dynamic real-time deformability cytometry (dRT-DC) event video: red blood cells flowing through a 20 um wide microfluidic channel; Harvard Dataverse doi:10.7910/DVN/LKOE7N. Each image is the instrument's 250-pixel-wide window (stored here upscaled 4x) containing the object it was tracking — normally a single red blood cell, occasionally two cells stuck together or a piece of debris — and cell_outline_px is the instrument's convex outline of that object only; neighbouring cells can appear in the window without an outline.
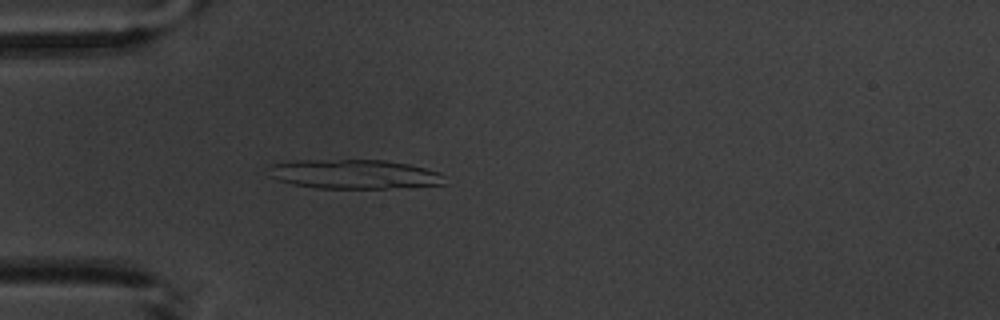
{"species": "common noctule bat (a hibernating species)", "species_latin": "Nyctalus noctula", "temperature_condition": "warm", "stored_images_in_passage": 3, "camera_frame_rate_fps": 3000, "um_per_image_px": 0.085, "animal": {"sex": "male", "body_mass_g": 20.1, "forearm_length_mm": 53.5}, "frame": {"image": 1, "passage_image": 3, "time_ms": 2.333, "image_size_px": [1000, 320], "cell_outline_px": [[448, 184], [388, 188], [316, 188], [292, 184], [276, 180], [268, 176], [264, 168], [268, 164], [292, 160], [384, 160], [408, 164], [440, 172], [448, 176]], "centroid_in_image_um": [30.05, 14.8], "position_along_channel_um": 55.0, "area_um2": 30.75}}